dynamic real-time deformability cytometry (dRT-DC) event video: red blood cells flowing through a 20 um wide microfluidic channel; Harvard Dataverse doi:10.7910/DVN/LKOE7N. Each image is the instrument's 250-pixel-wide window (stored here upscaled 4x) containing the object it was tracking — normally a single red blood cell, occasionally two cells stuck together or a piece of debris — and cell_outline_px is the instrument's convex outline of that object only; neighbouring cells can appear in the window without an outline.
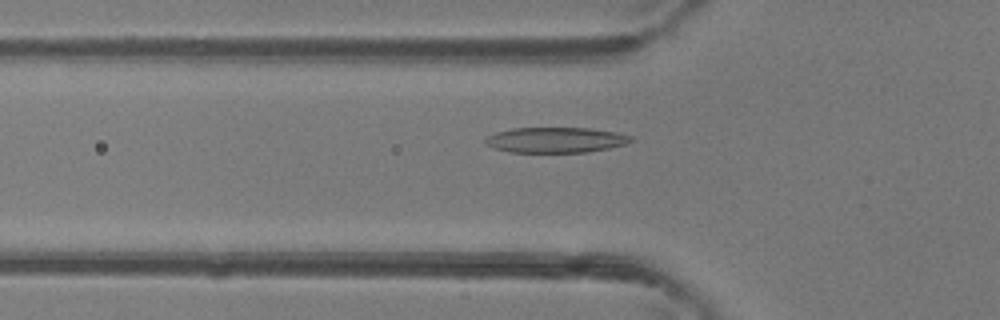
{"species": "common noctule bat (a hibernating species)", "species_latin": "Nyctalus noctula", "temperature_condition": "room temperature", "stored_images_in_passage": 35, "camera_frame_rate_fps": 3000, "um_per_image_px": 0.085, "animal": {"sex": "female"}, "frame": {"image": 1, "passage_image": 4, "time_ms": 1.0, "image_size_px": [1000, 320], "cell_outline_px": [[636, 140], [624, 144], [608, 148], [588, 152], [508, 152], [492, 148], [484, 144], [484, 136], [496, 132], [512, 128], [588, 128], [616, 132], [632, 136]], "centroid_in_image_um": [47.18, 11.9], "position_along_channel_um": 78.6, "area_um2": 21.79}}
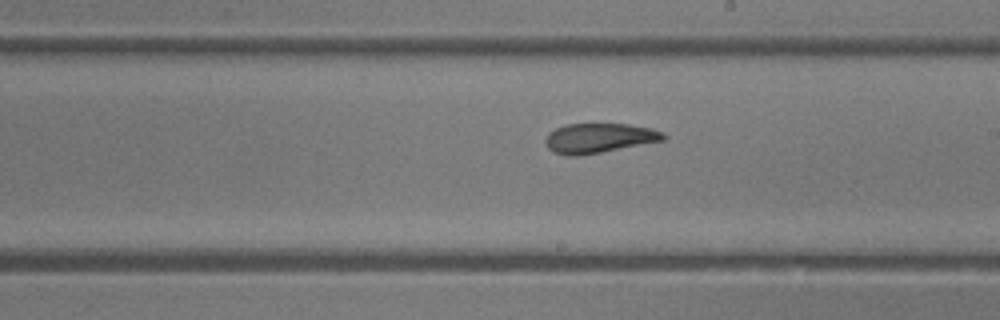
{"frame": {"image": 2, "passage_image": 15, "time_ms": 4.667, "image_size_px": [1000, 320], "cell_outline_px": [[668, 136], [664, 140], [580, 156], [568, 156], [552, 152], [548, 148], [544, 140], [548, 132], [556, 128], [568, 124], [628, 124], [652, 128], [664, 132]], "centroid_in_image_um": [50.91, 11.74], "position_along_channel_um": 238.1, "area_um2": 20.52}}
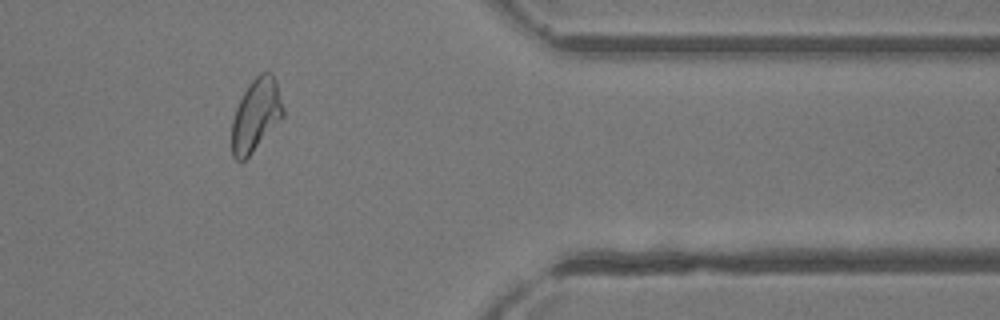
{"frame": {"image": 3, "passage_image": 27, "time_ms": 8.667, "image_size_px": [1000, 320], "cell_outline_px": [[284, 116], [252, 152], [244, 160], [236, 160], [232, 156], [232, 120], [236, 108], [248, 84], [260, 72], [272, 72], [276, 80], [284, 108]], "centroid_in_image_um": [21.76, 9.75], "position_along_channel_um": 389.6, "area_um2": 21.56}, "authors_computed_cell_mechanics": {"area_um2": 21.2704, "velocity_mm_per_s": 4.3338, "shape_relaxation_time_tau1_ms": 5.3715, "shape_relaxation_time_tau2_ms": 1.4624, "deformation_change_tau1": 0.2054, "deformation_change_tau2": 0.0882}}